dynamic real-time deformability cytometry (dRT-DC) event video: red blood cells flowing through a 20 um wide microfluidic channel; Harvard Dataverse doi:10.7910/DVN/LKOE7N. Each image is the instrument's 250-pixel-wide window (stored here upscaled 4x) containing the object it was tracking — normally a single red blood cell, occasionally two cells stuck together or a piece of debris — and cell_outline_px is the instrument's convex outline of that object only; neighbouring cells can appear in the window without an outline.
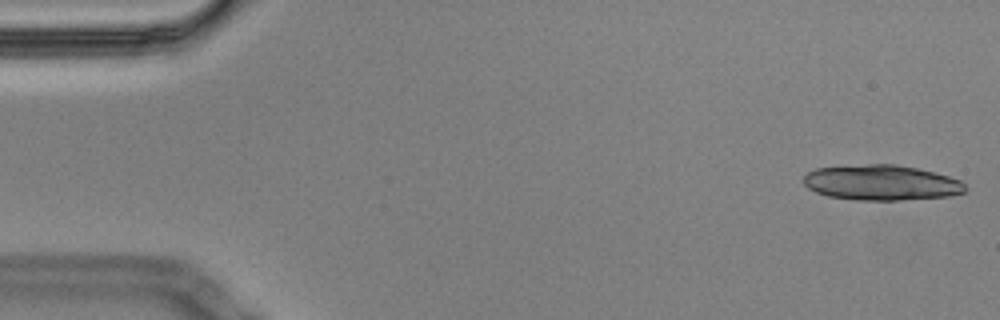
{"species": "Egyptian fruit bat (a non-hibernating species)", "species_latin": "Rousettus aegyptiacus", "temperature_condition": "cold", "stored_images_in_passage": 23, "camera_frame_rate_fps": 3000, "um_per_image_px": 0.085, "animal": {"sex": "male"}, "frame": {"image": 1, "passage_image": 1, "time_ms": 0.0, "image_size_px": [1000, 320], "cell_outline_px": [[968, 188], [964, 192], [952, 196], [900, 200], [856, 200], [828, 196], [816, 192], [808, 188], [804, 184], [804, 176], [808, 172], [816, 168], [868, 164], [896, 164], [916, 168], [948, 176], [960, 180]], "centroid_in_image_um": [74.93, 15.53], "position_along_channel_um": 10.1, "area_um2": 33.29}}
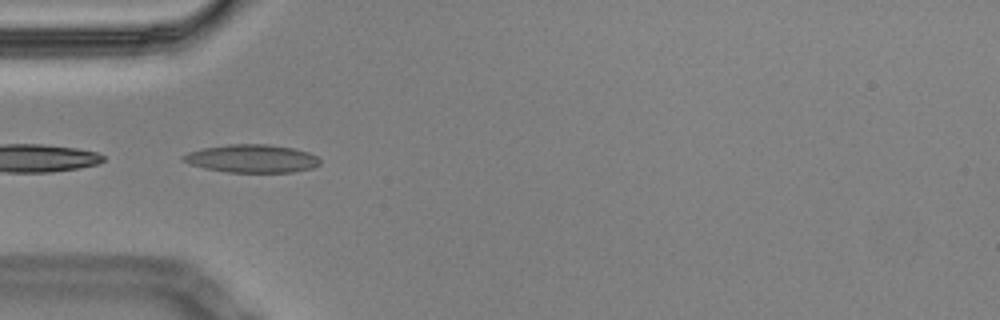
{"frame": {"image": 2, "passage_image": 17, "time_ms": 5.333, "image_size_px": [1000, 320], "cell_outline_px": [[320, 164], [312, 168], [292, 172], [228, 172], [204, 168], [180, 160], [180, 156], [188, 152], [204, 148], [228, 144], [268, 144], [292, 148], [308, 152], [316, 156], [320, 160]], "centroid_in_image_um": [21.39, 13.47], "position_along_channel_um": 63.6, "area_um2": 22.31}}